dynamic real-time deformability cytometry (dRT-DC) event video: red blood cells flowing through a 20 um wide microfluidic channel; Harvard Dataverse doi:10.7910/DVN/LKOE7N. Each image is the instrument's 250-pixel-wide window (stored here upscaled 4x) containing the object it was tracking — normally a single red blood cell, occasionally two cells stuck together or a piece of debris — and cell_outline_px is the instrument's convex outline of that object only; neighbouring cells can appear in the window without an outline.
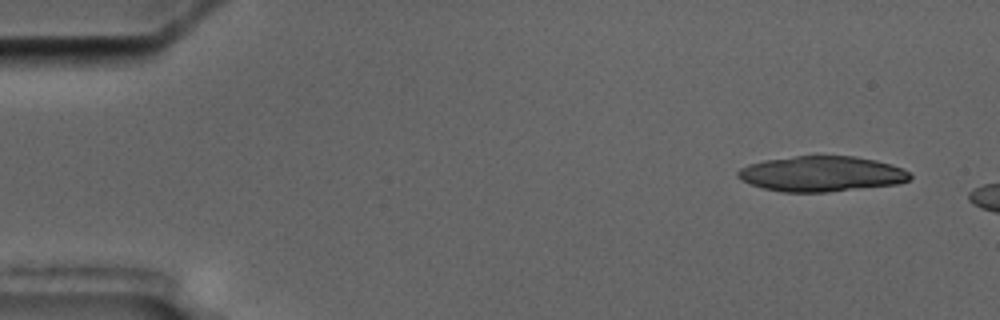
{"species": "common noctule bat (a hibernating species)", "species_latin": "Nyctalus noctula", "temperature_condition": "cold", "stored_images_in_passage": 3, "camera_frame_rate_fps": 3000, "um_per_image_px": 0.085, "animal": {"sex": "male", "body_mass_g": 17.5, "forearm_length_mm": 52.3}, "frame": {"image": 1, "passage_image": 1, "time_ms": 0.0, "image_size_px": [1000, 320], "cell_outline_px": [[912, 176], [908, 180], [896, 184], [824, 192], [784, 192], [764, 188], [740, 180], [736, 176], [736, 172], [740, 168], [748, 164], [764, 160], [796, 156], [852, 156], [876, 160], [900, 168], [908, 172]], "centroid_in_image_um": [69.76, 14.77], "position_along_channel_um": 15.2, "area_um2": 35.14}}